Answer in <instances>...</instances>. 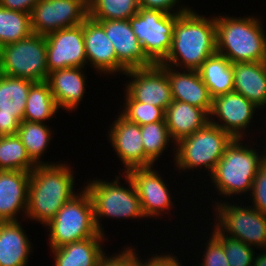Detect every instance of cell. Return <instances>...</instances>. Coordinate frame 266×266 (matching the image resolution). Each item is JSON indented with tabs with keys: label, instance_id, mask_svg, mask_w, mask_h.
Here are the masks:
<instances>
[{
	"label": "cell",
	"instance_id": "74e56055",
	"mask_svg": "<svg viewBox=\"0 0 266 266\" xmlns=\"http://www.w3.org/2000/svg\"><path fill=\"white\" fill-rule=\"evenodd\" d=\"M134 250L129 247L113 257H108L104 254L100 259L99 266H141V260Z\"/></svg>",
	"mask_w": 266,
	"mask_h": 266
},
{
	"label": "cell",
	"instance_id": "ba28073f",
	"mask_svg": "<svg viewBox=\"0 0 266 266\" xmlns=\"http://www.w3.org/2000/svg\"><path fill=\"white\" fill-rule=\"evenodd\" d=\"M46 52V37L33 33L28 38L3 45L0 47V74L33 82L47 81Z\"/></svg>",
	"mask_w": 266,
	"mask_h": 266
},
{
	"label": "cell",
	"instance_id": "30bf717a",
	"mask_svg": "<svg viewBox=\"0 0 266 266\" xmlns=\"http://www.w3.org/2000/svg\"><path fill=\"white\" fill-rule=\"evenodd\" d=\"M215 228L228 237L242 241L256 249H266V215L249 206H236L222 201L215 203Z\"/></svg>",
	"mask_w": 266,
	"mask_h": 266
},
{
	"label": "cell",
	"instance_id": "cb8c5ba5",
	"mask_svg": "<svg viewBox=\"0 0 266 266\" xmlns=\"http://www.w3.org/2000/svg\"><path fill=\"white\" fill-rule=\"evenodd\" d=\"M234 92L243 95L258 109L266 106V61L232 63Z\"/></svg>",
	"mask_w": 266,
	"mask_h": 266
},
{
	"label": "cell",
	"instance_id": "b9f144b4",
	"mask_svg": "<svg viewBox=\"0 0 266 266\" xmlns=\"http://www.w3.org/2000/svg\"><path fill=\"white\" fill-rule=\"evenodd\" d=\"M254 257L253 266H266V249L262 254H256Z\"/></svg>",
	"mask_w": 266,
	"mask_h": 266
},
{
	"label": "cell",
	"instance_id": "d4e9b609",
	"mask_svg": "<svg viewBox=\"0 0 266 266\" xmlns=\"http://www.w3.org/2000/svg\"><path fill=\"white\" fill-rule=\"evenodd\" d=\"M20 224L0 222V266H27L32 247Z\"/></svg>",
	"mask_w": 266,
	"mask_h": 266
},
{
	"label": "cell",
	"instance_id": "1f68e13d",
	"mask_svg": "<svg viewBox=\"0 0 266 266\" xmlns=\"http://www.w3.org/2000/svg\"><path fill=\"white\" fill-rule=\"evenodd\" d=\"M138 9V0H88V16L94 20H129Z\"/></svg>",
	"mask_w": 266,
	"mask_h": 266
},
{
	"label": "cell",
	"instance_id": "d6a6232c",
	"mask_svg": "<svg viewBox=\"0 0 266 266\" xmlns=\"http://www.w3.org/2000/svg\"><path fill=\"white\" fill-rule=\"evenodd\" d=\"M140 129L145 154L155 163L172 141L166 122L157 121L141 125Z\"/></svg>",
	"mask_w": 266,
	"mask_h": 266
},
{
	"label": "cell",
	"instance_id": "6da1fadb",
	"mask_svg": "<svg viewBox=\"0 0 266 266\" xmlns=\"http://www.w3.org/2000/svg\"><path fill=\"white\" fill-rule=\"evenodd\" d=\"M216 49L215 17L206 18L191 10L178 14L173 28L171 50L159 65L198 70Z\"/></svg>",
	"mask_w": 266,
	"mask_h": 266
},
{
	"label": "cell",
	"instance_id": "8992f818",
	"mask_svg": "<svg viewBox=\"0 0 266 266\" xmlns=\"http://www.w3.org/2000/svg\"><path fill=\"white\" fill-rule=\"evenodd\" d=\"M123 174L128 188L119 185V176H116V180H113V182L99 179L88 181L89 183L85 187L92 198L94 220L100 234H104L99 221L101 217H116V219L145 218L133 181L126 173Z\"/></svg>",
	"mask_w": 266,
	"mask_h": 266
},
{
	"label": "cell",
	"instance_id": "7c38bea8",
	"mask_svg": "<svg viewBox=\"0 0 266 266\" xmlns=\"http://www.w3.org/2000/svg\"><path fill=\"white\" fill-rule=\"evenodd\" d=\"M45 37L48 76L55 70L84 67L87 64L83 23L57 30Z\"/></svg>",
	"mask_w": 266,
	"mask_h": 266
},
{
	"label": "cell",
	"instance_id": "e575fe53",
	"mask_svg": "<svg viewBox=\"0 0 266 266\" xmlns=\"http://www.w3.org/2000/svg\"><path fill=\"white\" fill-rule=\"evenodd\" d=\"M212 233L222 242L229 266H253L256 255L253 247L220 233L215 227Z\"/></svg>",
	"mask_w": 266,
	"mask_h": 266
},
{
	"label": "cell",
	"instance_id": "7a4b0ae2",
	"mask_svg": "<svg viewBox=\"0 0 266 266\" xmlns=\"http://www.w3.org/2000/svg\"><path fill=\"white\" fill-rule=\"evenodd\" d=\"M71 168L63 163L40 164L30 172L26 217L44 224L76 194Z\"/></svg>",
	"mask_w": 266,
	"mask_h": 266
},
{
	"label": "cell",
	"instance_id": "4fadbf2b",
	"mask_svg": "<svg viewBox=\"0 0 266 266\" xmlns=\"http://www.w3.org/2000/svg\"><path fill=\"white\" fill-rule=\"evenodd\" d=\"M124 75L132 77L126 90L136 101L160 107L164 112L172 103L171 86L166 71L159 65L133 68Z\"/></svg>",
	"mask_w": 266,
	"mask_h": 266
},
{
	"label": "cell",
	"instance_id": "8d00e7d4",
	"mask_svg": "<svg viewBox=\"0 0 266 266\" xmlns=\"http://www.w3.org/2000/svg\"><path fill=\"white\" fill-rule=\"evenodd\" d=\"M206 243V252L203 255V263L199 266H229L222 242L211 233Z\"/></svg>",
	"mask_w": 266,
	"mask_h": 266
},
{
	"label": "cell",
	"instance_id": "60d3db41",
	"mask_svg": "<svg viewBox=\"0 0 266 266\" xmlns=\"http://www.w3.org/2000/svg\"><path fill=\"white\" fill-rule=\"evenodd\" d=\"M147 261L145 263L141 261V266H182L179 260L170 254H162L161 256L155 254Z\"/></svg>",
	"mask_w": 266,
	"mask_h": 266
},
{
	"label": "cell",
	"instance_id": "9c48e42d",
	"mask_svg": "<svg viewBox=\"0 0 266 266\" xmlns=\"http://www.w3.org/2000/svg\"><path fill=\"white\" fill-rule=\"evenodd\" d=\"M177 18L178 14L139 7L138 12L129 19L144 53L154 64L162 63L168 56Z\"/></svg>",
	"mask_w": 266,
	"mask_h": 266
},
{
	"label": "cell",
	"instance_id": "ab89813d",
	"mask_svg": "<svg viewBox=\"0 0 266 266\" xmlns=\"http://www.w3.org/2000/svg\"><path fill=\"white\" fill-rule=\"evenodd\" d=\"M39 0H0V6L8 10H16L31 14Z\"/></svg>",
	"mask_w": 266,
	"mask_h": 266
},
{
	"label": "cell",
	"instance_id": "5bb4252c",
	"mask_svg": "<svg viewBox=\"0 0 266 266\" xmlns=\"http://www.w3.org/2000/svg\"><path fill=\"white\" fill-rule=\"evenodd\" d=\"M257 108L251 101L237 92L221 94L213 98L210 113V117L216 116L220 122L210 118V123L220 127L235 139H243L246 136L243 131L249 127Z\"/></svg>",
	"mask_w": 266,
	"mask_h": 266
},
{
	"label": "cell",
	"instance_id": "4316f807",
	"mask_svg": "<svg viewBox=\"0 0 266 266\" xmlns=\"http://www.w3.org/2000/svg\"><path fill=\"white\" fill-rule=\"evenodd\" d=\"M197 71L213 98L234 90L232 63L223 55L216 52Z\"/></svg>",
	"mask_w": 266,
	"mask_h": 266
},
{
	"label": "cell",
	"instance_id": "3957f363",
	"mask_svg": "<svg viewBox=\"0 0 266 266\" xmlns=\"http://www.w3.org/2000/svg\"><path fill=\"white\" fill-rule=\"evenodd\" d=\"M253 17L215 16L217 53L231 63L266 61V35Z\"/></svg>",
	"mask_w": 266,
	"mask_h": 266
},
{
	"label": "cell",
	"instance_id": "2e32d148",
	"mask_svg": "<svg viewBox=\"0 0 266 266\" xmlns=\"http://www.w3.org/2000/svg\"><path fill=\"white\" fill-rule=\"evenodd\" d=\"M108 134L112 147L125 165V173L134 168L153 167L154 162L145 154L138 124L118 115Z\"/></svg>",
	"mask_w": 266,
	"mask_h": 266
},
{
	"label": "cell",
	"instance_id": "f35d334b",
	"mask_svg": "<svg viewBox=\"0 0 266 266\" xmlns=\"http://www.w3.org/2000/svg\"><path fill=\"white\" fill-rule=\"evenodd\" d=\"M138 2L139 7L161 10L168 14H183L191 10L187 6H182L181 8H179V10L176 11L173 10V8L179 3V0H138Z\"/></svg>",
	"mask_w": 266,
	"mask_h": 266
},
{
	"label": "cell",
	"instance_id": "4dcf8cb0",
	"mask_svg": "<svg viewBox=\"0 0 266 266\" xmlns=\"http://www.w3.org/2000/svg\"><path fill=\"white\" fill-rule=\"evenodd\" d=\"M31 34L29 13L0 6V47L28 38Z\"/></svg>",
	"mask_w": 266,
	"mask_h": 266
},
{
	"label": "cell",
	"instance_id": "9a60e30c",
	"mask_svg": "<svg viewBox=\"0 0 266 266\" xmlns=\"http://www.w3.org/2000/svg\"><path fill=\"white\" fill-rule=\"evenodd\" d=\"M35 82L0 74V136L17 134L29 90Z\"/></svg>",
	"mask_w": 266,
	"mask_h": 266
},
{
	"label": "cell",
	"instance_id": "f1b7e54d",
	"mask_svg": "<svg viewBox=\"0 0 266 266\" xmlns=\"http://www.w3.org/2000/svg\"><path fill=\"white\" fill-rule=\"evenodd\" d=\"M51 133L50 128L44 123L26 120L20 122L17 135L25 146L28 156L36 165L49 164L43 163L40 158L48 147Z\"/></svg>",
	"mask_w": 266,
	"mask_h": 266
},
{
	"label": "cell",
	"instance_id": "44dd1931",
	"mask_svg": "<svg viewBox=\"0 0 266 266\" xmlns=\"http://www.w3.org/2000/svg\"><path fill=\"white\" fill-rule=\"evenodd\" d=\"M167 73L172 99L204 109L209 115L213 97L197 70L176 71L174 67L160 65ZM174 69V70H173Z\"/></svg>",
	"mask_w": 266,
	"mask_h": 266
},
{
	"label": "cell",
	"instance_id": "5b68a950",
	"mask_svg": "<svg viewBox=\"0 0 266 266\" xmlns=\"http://www.w3.org/2000/svg\"><path fill=\"white\" fill-rule=\"evenodd\" d=\"M45 226L50 232L51 249L90 237L105 236L100 234L96 227L92 198L85 186L82 192L76 193L67 201Z\"/></svg>",
	"mask_w": 266,
	"mask_h": 266
},
{
	"label": "cell",
	"instance_id": "ac0fdd59",
	"mask_svg": "<svg viewBox=\"0 0 266 266\" xmlns=\"http://www.w3.org/2000/svg\"><path fill=\"white\" fill-rule=\"evenodd\" d=\"M112 42L117 60L127 69L153 66L133 32L129 20H96Z\"/></svg>",
	"mask_w": 266,
	"mask_h": 266
},
{
	"label": "cell",
	"instance_id": "836d02e7",
	"mask_svg": "<svg viewBox=\"0 0 266 266\" xmlns=\"http://www.w3.org/2000/svg\"><path fill=\"white\" fill-rule=\"evenodd\" d=\"M125 93L126 101L120 115L127 121L139 126L157 121H165V112L160 107L138 102L127 91Z\"/></svg>",
	"mask_w": 266,
	"mask_h": 266
},
{
	"label": "cell",
	"instance_id": "e0dca14e",
	"mask_svg": "<svg viewBox=\"0 0 266 266\" xmlns=\"http://www.w3.org/2000/svg\"><path fill=\"white\" fill-rule=\"evenodd\" d=\"M153 167L130 169L126 174L133 181L145 217L162 215L173 206L167 185Z\"/></svg>",
	"mask_w": 266,
	"mask_h": 266
},
{
	"label": "cell",
	"instance_id": "8fae6325",
	"mask_svg": "<svg viewBox=\"0 0 266 266\" xmlns=\"http://www.w3.org/2000/svg\"><path fill=\"white\" fill-rule=\"evenodd\" d=\"M88 17V0H39L30 14L33 34L47 36L82 24Z\"/></svg>",
	"mask_w": 266,
	"mask_h": 266
},
{
	"label": "cell",
	"instance_id": "83f0119b",
	"mask_svg": "<svg viewBox=\"0 0 266 266\" xmlns=\"http://www.w3.org/2000/svg\"><path fill=\"white\" fill-rule=\"evenodd\" d=\"M58 110L49 83L35 82L28 93L23 120L43 123L52 118Z\"/></svg>",
	"mask_w": 266,
	"mask_h": 266
},
{
	"label": "cell",
	"instance_id": "277c9868",
	"mask_svg": "<svg viewBox=\"0 0 266 266\" xmlns=\"http://www.w3.org/2000/svg\"><path fill=\"white\" fill-rule=\"evenodd\" d=\"M241 141V138L231 141L210 175L213 185L226 198L251 193L254 178L266 160V154L259 155L256 149L243 146Z\"/></svg>",
	"mask_w": 266,
	"mask_h": 266
},
{
	"label": "cell",
	"instance_id": "d590c367",
	"mask_svg": "<svg viewBox=\"0 0 266 266\" xmlns=\"http://www.w3.org/2000/svg\"><path fill=\"white\" fill-rule=\"evenodd\" d=\"M252 207L266 215V160L260 168L252 184ZM254 202V203H253Z\"/></svg>",
	"mask_w": 266,
	"mask_h": 266
},
{
	"label": "cell",
	"instance_id": "ffe728a7",
	"mask_svg": "<svg viewBox=\"0 0 266 266\" xmlns=\"http://www.w3.org/2000/svg\"><path fill=\"white\" fill-rule=\"evenodd\" d=\"M30 172L0 170V222L18 221L26 213Z\"/></svg>",
	"mask_w": 266,
	"mask_h": 266
},
{
	"label": "cell",
	"instance_id": "f546056e",
	"mask_svg": "<svg viewBox=\"0 0 266 266\" xmlns=\"http://www.w3.org/2000/svg\"><path fill=\"white\" fill-rule=\"evenodd\" d=\"M35 167L17 134L0 136V170L31 172Z\"/></svg>",
	"mask_w": 266,
	"mask_h": 266
},
{
	"label": "cell",
	"instance_id": "d6986e66",
	"mask_svg": "<svg viewBox=\"0 0 266 266\" xmlns=\"http://www.w3.org/2000/svg\"><path fill=\"white\" fill-rule=\"evenodd\" d=\"M83 33L87 63L96 71L108 74L127 71L117 60L113 44L98 21L88 16L83 22Z\"/></svg>",
	"mask_w": 266,
	"mask_h": 266
},
{
	"label": "cell",
	"instance_id": "484cf974",
	"mask_svg": "<svg viewBox=\"0 0 266 266\" xmlns=\"http://www.w3.org/2000/svg\"><path fill=\"white\" fill-rule=\"evenodd\" d=\"M104 237H90L51 249L55 255L54 266H99L106 253L101 247Z\"/></svg>",
	"mask_w": 266,
	"mask_h": 266
},
{
	"label": "cell",
	"instance_id": "7402d4cb",
	"mask_svg": "<svg viewBox=\"0 0 266 266\" xmlns=\"http://www.w3.org/2000/svg\"><path fill=\"white\" fill-rule=\"evenodd\" d=\"M164 119L172 142L189 137L210 122V115L199 107L173 100L166 108Z\"/></svg>",
	"mask_w": 266,
	"mask_h": 266
},
{
	"label": "cell",
	"instance_id": "603a6c76",
	"mask_svg": "<svg viewBox=\"0 0 266 266\" xmlns=\"http://www.w3.org/2000/svg\"><path fill=\"white\" fill-rule=\"evenodd\" d=\"M83 67H70L49 73V83L57 106L72 111L79 105L85 92L86 81ZM82 70V71H81Z\"/></svg>",
	"mask_w": 266,
	"mask_h": 266
},
{
	"label": "cell",
	"instance_id": "52a82bcc",
	"mask_svg": "<svg viewBox=\"0 0 266 266\" xmlns=\"http://www.w3.org/2000/svg\"><path fill=\"white\" fill-rule=\"evenodd\" d=\"M233 139L230 134L209 122L202 129L174 144L175 165L183 171L199 166L206 167L211 174Z\"/></svg>",
	"mask_w": 266,
	"mask_h": 266
}]
</instances>
